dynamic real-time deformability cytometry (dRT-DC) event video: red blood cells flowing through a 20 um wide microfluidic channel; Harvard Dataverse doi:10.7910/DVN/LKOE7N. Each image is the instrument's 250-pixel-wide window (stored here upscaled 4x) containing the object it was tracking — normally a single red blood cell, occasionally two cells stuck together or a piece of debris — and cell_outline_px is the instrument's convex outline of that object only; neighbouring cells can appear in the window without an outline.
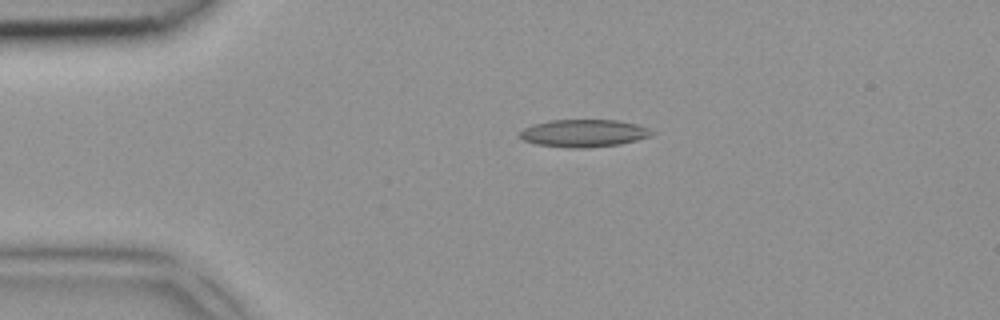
{"species": "common noctule bat (a hibernating species)", "species_latin": "Nyctalus noctula", "temperature_condition": "room temperature", "stored_images_in_passage": 2, "camera_frame_rate_fps": 3000, "um_per_image_px": 0.085, "animal": {"sex": "female", "body_mass_g": 18.4}, "frame": {"image": 1, "passage_image": 1, "time_ms": 0.0, "image_size_px": [1000, 320], "cell_outline_px": [[656, 132], [652, 136], [620, 144], [588, 148], [564, 148], [536, 144], [524, 140], [520, 136], [520, 132], [524, 128], [532, 124], [552, 120], [616, 120], [640, 124]], "centroid_in_image_um": [49.66, 11.32], "position_along_channel_um": 35.3, "area_um2": 21.39}}